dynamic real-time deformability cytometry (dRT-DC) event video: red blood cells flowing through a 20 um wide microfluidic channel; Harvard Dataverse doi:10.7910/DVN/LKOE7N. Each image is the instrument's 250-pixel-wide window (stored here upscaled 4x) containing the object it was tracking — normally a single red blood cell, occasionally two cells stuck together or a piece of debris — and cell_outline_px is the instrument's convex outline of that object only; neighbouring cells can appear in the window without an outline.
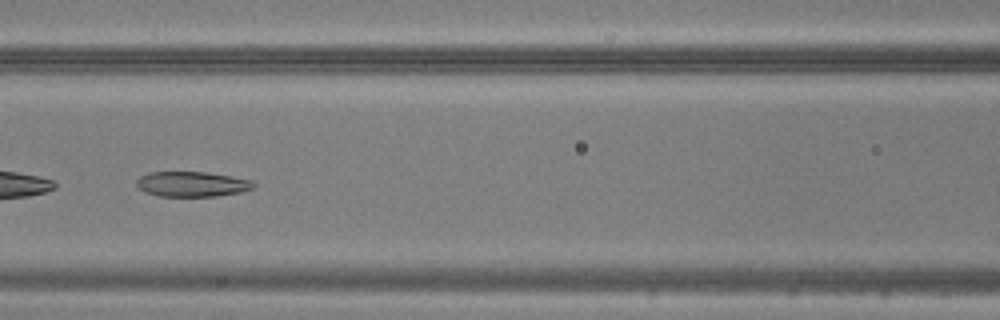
{"species": "common noctule bat (a hibernating species)", "species_latin": "Nyctalus noctula", "temperature_condition": "warm", "stored_images_in_passage": 35, "camera_frame_rate_fps": 3000, "um_per_image_px": 0.085, "animal": {"sex": "male", "body_mass_g": 20.5, "forearm_length_mm": 52.5}, "frame": {"image": 1, "passage_image": 16, "time_ms": 5.0, "image_size_px": [1000, 320], "cell_outline_px": [[256, 184], [252, 188], [240, 192], [216, 196], [160, 196], [144, 192], [136, 184], [136, 180], [140, 176], [148, 172], [204, 172], [252, 180]], "centroid_in_image_um": [16.29, 15.65], "position_along_channel_um": 150.3, "area_um2": 16.99}}
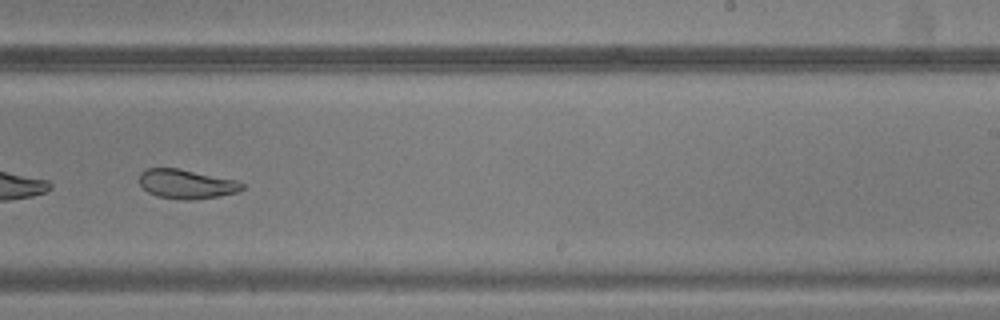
{"frame": {"image": 2, "passage_image": 25, "time_ms": 8.0, "image_size_px": [1000, 320], "cell_outline_px": [[244, 188], [236, 192], [216, 196], [192, 200], [180, 200], [156, 196], [148, 192], [140, 184], [140, 172], [148, 168], [180, 168], [236, 180], [244, 184]], "centroid_in_image_um": [15.83, 15.64], "position_along_channel_um": 273.2, "area_um2": 17.51}}